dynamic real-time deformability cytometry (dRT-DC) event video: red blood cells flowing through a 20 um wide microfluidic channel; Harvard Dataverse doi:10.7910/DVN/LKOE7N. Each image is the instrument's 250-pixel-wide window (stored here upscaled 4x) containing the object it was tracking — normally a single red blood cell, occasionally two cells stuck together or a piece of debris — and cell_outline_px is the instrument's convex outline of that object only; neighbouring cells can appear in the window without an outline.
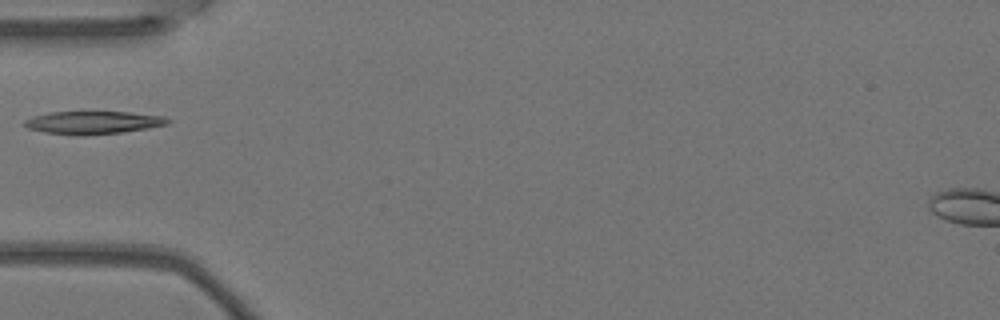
{"species": "Egyptian fruit bat (a non-hibernating species)", "species_latin": "Rousettus aegyptiacus", "temperature_condition": "warm", "stored_images_in_passage": 2, "camera_frame_rate_fps": 3000, "um_per_image_px": 0.085, "animal": {"sex": "female"}, "frame": {"image": 1, "passage_image": 1, "time_ms": 0.0, "image_size_px": [1000, 320], "cell_outline_px": [[172, 120], [168, 124], [148, 128], [120, 132], [84, 136], [76, 136], [44, 132], [28, 128], [24, 124], [24, 120], [32, 116], [52, 112], [128, 112], [164, 116]], "centroid_in_image_um": [7.91, 10.42], "position_along_channel_um": 77.1, "area_um2": 19.13}}
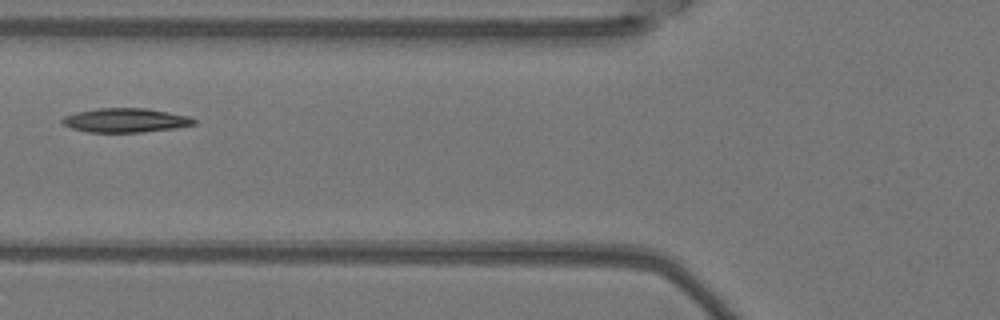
{"frame": {"image": 2, "passage_image": 2, "time_ms": 0.333, "image_size_px": [1000, 320], "cell_outline_px": [[196, 124], [176, 128], [140, 132], [88, 132], [72, 128], [64, 124], [60, 120], [64, 116], [76, 112], [100, 108], [144, 108], [168, 112], [188, 116], [196, 120]], "centroid_in_image_um": [10.67, 10.22], "position_along_channel_um": 115.1, "area_um2": 18.38}}